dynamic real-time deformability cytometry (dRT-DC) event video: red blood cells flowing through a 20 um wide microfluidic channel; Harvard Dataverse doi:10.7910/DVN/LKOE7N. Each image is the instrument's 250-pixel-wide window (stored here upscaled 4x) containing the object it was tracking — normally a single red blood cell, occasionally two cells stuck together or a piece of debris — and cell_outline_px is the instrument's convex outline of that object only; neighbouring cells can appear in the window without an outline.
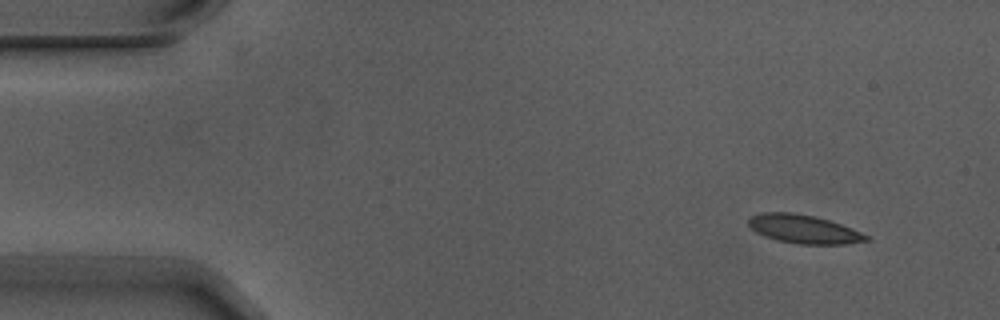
{"species": "Egyptian fruit bat (a non-hibernating species)", "species_latin": "Rousettus aegyptiacus", "temperature_condition": "warm", "stored_images_in_passage": 2, "camera_frame_rate_fps": 3000, "um_per_image_px": 0.085, "animal": {"sex": "male"}, "frame": {"image": 1, "passage_image": 2, "time_ms": 0.333, "image_size_px": [1000, 320], "cell_outline_px": [[872, 240], [844, 244], [800, 244], [776, 240], [764, 236], [756, 232], [748, 224], [748, 216], [764, 212], [792, 212], [812, 216], [828, 220], [852, 228], [868, 236]], "centroid_in_image_um": [68.29, 19.47], "position_along_channel_um": 16.7, "area_um2": 19.54}}